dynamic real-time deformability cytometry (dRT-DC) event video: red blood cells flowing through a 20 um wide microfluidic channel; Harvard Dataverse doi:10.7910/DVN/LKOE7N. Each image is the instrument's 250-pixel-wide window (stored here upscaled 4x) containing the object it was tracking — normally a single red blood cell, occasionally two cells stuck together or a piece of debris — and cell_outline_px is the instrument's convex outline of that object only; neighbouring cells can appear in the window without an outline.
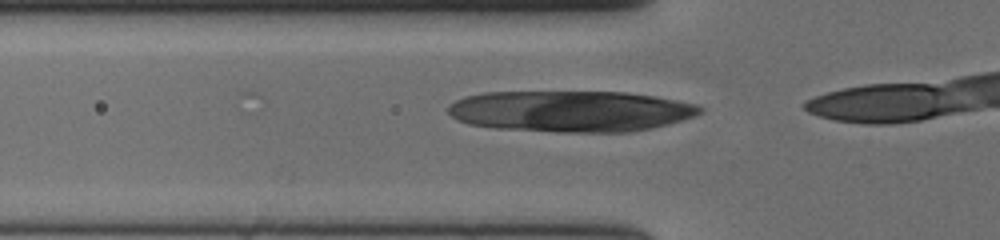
{"species": "human", "species_latin": "Homo sapiens", "temperature_condition": "cold", "stored_images_in_passage": 17, "camera_frame_rate_fps": 3000, "um_per_image_px": 0.085, "donor": {"sex": "female"}, "frame": {"image": 1, "passage_image": 12, "time_ms": 3.667, "image_size_px": [1000, 240], "cell_outline_px": [[704, 108], [700, 112], [692, 116], [668, 124], [652, 128], [628, 132], [556, 132], [496, 128], [468, 124], [456, 120], [448, 112], [448, 104], [464, 96], [484, 92], [624, 92], [656, 96], [696, 104]], "centroid_in_image_um": [48.46, 9.45], "position_along_channel_um": 77.3, "area_um2": 60.52}}